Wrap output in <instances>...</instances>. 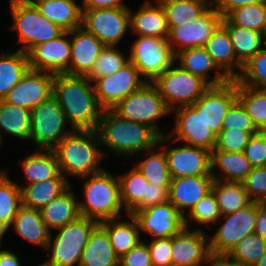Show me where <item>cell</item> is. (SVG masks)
Returning <instances> with one entry per match:
<instances>
[{"label": "cell", "instance_id": "cell-10", "mask_svg": "<svg viewBox=\"0 0 266 266\" xmlns=\"http://www.w3.org/2000/svg\"><path fill=\"white\" fill-rule=\"evenodd\" d=\"M29 139L41 150H52L69 132H64L66 117L58 100L52 95L31 110Z\"/></svg>", "mask_w": 266, "mask_h": 266}, {"label": "cell", "instance_id": "cell-43", "mask_svg": "<svg viewBox=\"0 0 266 266\" xmlns=\"http://www.w3.org/2000/svg\"><path fill=\"white\" fill-rule=\"evenodd\" d=\"M21 206V187L10 181L6 171L0 172V223L11 227Z\"/></svg>", "mask_w": 266, "mask_h": 266}, {"label": "cell", "instance_id": "cell-8", "mask_svg": "<svg viewBox=\"0 0 266 266\" xmlns=\"http://www.w3.org/2000/svg\"><path fill=\"white\" fill-rule=\"evenodd\" d=\"M112 110L124 119L148 125L160 136L163 134L154 122L171 112L157 87L148 81L122 99Z\"/></svg>", "mask_w": 266, "mask_h": 266}, {"label": "cell", "instance_id": "cell-45", "mask_svg": "<svg viewBox=\"0 0 266 266\" xmlns=\"http://www.w3.org/2000/svg\"><path fill=\"white\" fill-rule=\"evenodd\" d=\"M136 167L148 182L165 186L169 190L172 178L167 165L165 148L142 160Z\"/></svg>", "mask_w": 266, "mask_h": 266}, {"label": "cell", "instance_id": "cell-29", "mask_svg": "<svg viewBox=\"0 0 266 266\" xmlns=\"http://www.w3.org/2000/svg\"><path fill=\"white\" fill-rule=\"evenodd\" d=\"M77 198L70 191V187L59 197L53 199L40 212L42 220L50 228L59 229L68 223L74 222L81 215L79 212Z\"/></svg>", "mask_w": 266, "mask_h": 266}, {"label": "cell", "instance_id": "cell-33", "mask_svg": "<svg viewBox=\"0 0 266 266\" xmlns=\"http://www.w3.org/2000/svg\"><path fill=\"white\" fill-rule=\"evenodd\" d=\"M214 172L211 171L214 178L212 190L216 195L221 216L234 213L252 202L242 182H222Z\"/></svg>", "mask_w": 266, "mask_h": 266}, {"label": "cell", "instance_id": "cell-32", "mask_svg": "<svg viewBox=\"0 0 266 266\" xmlns=\"http://www.w3.org/2000/svg\"><path fill=\"white\" fill-rule=\"evenodd\" d=\"M11 225L25 240L47 248L50 231L42 220L40 210L21 206Z\"/></svg>", "mask_w": 266, "mask_h": 266}, {"label": "cell", "instance_id": "cell-14", "mask_svg": "<svg viewBox=\"0 0 266 266\" xmlns=\"http://www.w3.org/2000/svg\"><path fill=\"white\" fill-rule=\"evenodd\" d=\"M134 216L138 220L139 229L153 235V239L175 236L188 228L190 220L169 201L140 210Z\"/></svg>", "mask_w": 266, "mask_h": 266}, {"label": "cell", "instance_id": "cell-22", "mask_svg": "<svg viewBox=\"0 0 266 266\" xmlns=\"http://www.w3.org/2000/svg\"><path fill=\"white\" fill-rule=\"evenodd\" d=\"M72 34L71 59L66 74L87 76L105 45L83 27L70 30L69 35Z\"/></svg>", "mask_w": 266, "mask_h": 266}, {"label": "cell", "instance_id": "cell-65", "mask_svg": "<svg viewBox=\"0 0 266 266\" xmlns=\"http://www.w3.org/2000/svg\"><path fill=\"white\" fill-rule=\"evenodd\" d=\"M263 237H264V241H265V243H266V234H265Z\"/></svg>", "mask_w": 266, "mask_h": 266}, {"label": "cell", "instance_id": "cell-37", "mask_svg": "<svg viewBox=\"0 0 266 266\" xmlns=\"http://www.w3.org/2000/svg\"><path fill=\"white\" fill-rule=\"evenodd\" d=\"M30 69L28 55L22 50L3 54L0 58V100L14 87Z\"/></svg>", "mask_w": 266, "mask_h": 266}, {"label": "cell", "instance_id": "cell-7", "mask_svg": "<svg viewBox=\"0 0 266 266\" xmlns=\"http://www.w3.org/2000/svg\"><path fill=\"white\" fill-rule=\"evenodd\" d=\"M152 83L170 111L193 105L210 87L201 77L182 69L178 64L177 68H169Z\"/></svg>", "mask_w": 266, "mask_h": 266}, {"label": "cell", "instance_id": "cell-57", "mask_svg": "<svg viewBox=\"0 0 266 266\" xmlns=\"http://www.w3.org/2000/svg\"><path fill=\"white\" fill-rule=\"evenodd\" d=\"M82 9H103L126 7L121 3V0H83Z\"/></svg>", "mask_w": 266, "mask_h": 266}, {"label": "cell", "instance_id": "cell-18", "mask_svg": "<svg viewBox=\"0 0 266 266\" xmlns=\"http://www.w3.org/2000/svg\"><path fill=\"white\" fill-rule=\"evenodd\" d=\"M69 31H64L60 36L47 42L34 46L28 53L30 69L50 73H66L71 59V41L65 36Z\"/></svg>", "mask_w": 266, "mask_h": 266}, {"label": "cell", "instance_id": "cell-5", "mask_svg": "<svg viewBox=\"0 0 266 266\" xmlns=\"http://www.w3.org/2000/svg\"><path fill=\"white\" fill-rule=\"evenodd\" d=\"M100 223L96 220L80 216L74 222L59 228L53 241L50 234L47 249L52 246L51 258L44 266H74L81 259L82 252L88 243L91 233Z\"/></svg>", "mask_w": 266, "mask_h": 266}, {"label": "cell", "instance_id": "cell-16", "mask_svg": "<svg viewBox=\"0 0 266 266\" xmlns=\"http://www.w3.org/2000/svg\"><path fill=\"white\" fill-rule=\"evenodd\" d=\"M54 77V73L29 69L3 100L31 110L53 95Z\"/></svg>", "mask_w": 266, "mask_h": 266}, {"label": "cell", "instance_id": "cell-47", "mask_svg": "<svg viewBox=\"0 0 266 266\" xmlns=\"http://www.w3.org/2000/svg\"><path fill=\"white\" fill-rule=\"evenodd\" d=\"M127 63H129V58L126 59L115 46H105L87 78L93 82L103 76H110Z\"/></svg>", "mask_w": 266, "mask_h": 266}, {"label": "cell", "instance_id": "cell-4", "mask_svg": "<svg viewBox=\"0 0 266 266\" xmlns=\"http://www.w3.org/2000/svg\"><path fill=\"white\" fill-rule=\"evenodd\" d=\"M89 178L83 186L86 201L78 202L80 215L99 223L117 218L123 207L118 178L104 169Z\"/></svg>", "mask_w": 266, "mask_h": 266}, {"label": "cell", "instance_id": "cell-53", "mask_svg": "<svg viewBox=\"0 0 266 266\" xmlns=\"http://www.w3.org/2000/svg\"><path fill=\"white\" fill-rule=\"evenodd\" d=\"M148 249L153 266H172V237L153 239Z\"/></svg>", "mask_w": 266, "mask_h": 266}, {"label": "cell", "instance_id": "cell-41", "mask_svg": "<svg viewBox=\"0 0 266 266\" xmlns=\"http://www.w3.org/2000/svg\"><path fill=\"white\" fill-rule=\"evenodd\" d=\"M222 25H237L263 33L266 26V1L230 11L223 18Z\"/></svg>", "mask_w": 266, "mask_h": 266}, {"label": "cell", "instance_id": "cell-27", "mask_svg": "<svg viewBox=\"0 0 266 266\" xmlns=\"http://www.w3.org/2000/svg\"><path fill=\"white\" fill-rule=\"evenodd\" d=\"M206 51L210 54L218 68L230 79L235 80L239 72L234 71L237 67L242 71V66L237 62L227 29L221 24L205 44Z\"/></svg>", "mask_w": 266, "mask_h": 266}, {"label": "cell", "instance_id": "cell-19", "mask_svg": "<svg viewBox=\"0 0 266 266\" xmlns=\"http://www.w3.org/2000/svg\"><path fill=\"white\" fill-rule=\"evenodd\" d=\"M177 122L174 142L183 140L188 146L200 147L212 151L217 135L203 118L201 111H196L191 105L175 109Z\"/></svg>", "mask_w": 266, "mask_h": 266}, {"label": "cell", "instance_id": "cell-15", "mask_svg": "<svg viewBox=\"0 0 266 266\" xmlns=\"http://www.w3.org/2000/svg\"><path fill=\"white\" fill-rule=\"evenodd\" d=\"M223 16L215 9L210 7L199 18H194L188 24L178 26H168V43L172 51L176 54L174 43L180 44V50L192 47L205 46L208 39L214 34L222 24Z\"/></svg>", "mask_w": 266, "mask_h": 266}, {"label": "cell", "instance_id": "cell-17", "mask_svg": "<svg viewBox=\"0 0 266 266\" xmlns=\"http://www.w3.org/2000/svg\"><path fill=\"white\" fill-rule=\"evenodd\" d=\"M237 100V80L210 86L203 95L191 105L201 111L204 120L217 135L222 130V120L230 106Z\"/></svg>", "mask_w": 266, "mask_h": 266}, {"label": "cell", "instance_id": "cell-25", "mask_svg": "<svg viewBox=\"0 0 266 266\" xmlns=\"http://www.w3.org/2000/svg\"><path fill=\"white\" fill-rule=\"evenodd\" d=\"M20 187L22 206L41 210L71 186L66 177L60 172L55 178Z\"/></svg>", "mask_w": 266, "mask_h": 266}, {"label": "cell", "instance_id": "cell-61", "mask_svg": "<svg viewBox=\"0 0 266 266\" xmlns=\"http://www.w3.org/2000/svg\"><path fill=\"white\" fill-rule=\"evenodd\" d=\"M255 266H266V246H265L264 253H263L262 257L256 263Z\"/></svg>", "mask_w": 266, "mask_h": 266}, {"label": "cell", "instance_id": "cell-40", "mask_svg": "<svg viewBox=\"0 0 266 266\" xmlns=\"http://www.w3.org/2000/svg\"><path fill=\"white\" fill-rule=\"evenodd\" d=\"M237 100L252 118L256 128L266 132V90L251 88L237 81Z\"/></svg>", "mask_w": 266, "mask_h": 266}, {"label": "cell", "instance_id": "cell-60", "mask_svg": "<svg viewBox=\"0 0 266 266\" xmlns=\"http://www.w3.org/2000/svg\"><path fill=\"white\" fill-rule=\"evenodd\" d=\"M0 266H21L16 254L0 250Z\"/></svg>", "mask_w": 266, "mask_h": 266}, {"label": "cell", "instance_id": "cell-42", "mask_svg": "<svg viewBox=\"0 0 266 266\" xmlns=\"http://www.w3.org/2000/svg\"><path fill=\"white\" fill-rule=\"evenodd\" d=\"M118 181L122 205L130 213L146 197L149 182L136 166L128 174L119 176Z\"/></svg>", "mask_w": 266, "mask_h": 266}, {"label": "cell", "instance_id": "cell-56", "mask_svg": "<svg viewBox=\"0 0 266 266\" xmlns=\"http://www.w3.org/2000/svg\"><path fill=\"white\" fill-rule=\"evenodd\" d=\"M266 0H216L214 3L216 5L215 9L225 17L230 11L245 6L248 4H255L260 2H265Z\"/></svg>", "mask_w": 266, "mask_h": 266}, {"label": "cell", "instance_id": "cell-35", "mask_svg": "<svg viewBox=\"0 0 266 266\" xmlns=\"http://www.w3.org/2000/svg\"><path fill=\"white\" fill-rule=\"evenodd\" d=\"M18 138L29 139L31 130V111L0 100V128ZM1 132V130H0ZM0 133V140H1Z\"/></svg>", "mask_w": 266, "mask_h": 266}, {"label": "cell", "instance_id": "cell-52", "mask_svg": "<svg viewBox=\"0 0 266 266\" xmlns=\"http://www.w3.org/2000/svg\"><path fill=\"white\" fill-rule=\"evenodd\" d=\"M244 154L252 167L266 165V132L259 131L251 136L247 143Z\"/></svg>", "mask_w": 266, "mask_h": 266}, {"label": "cell", "instance_id": "cell-59", "mask_svg": "<svg viewBox=\"0 0 266 266\" xmlns=\"http://www.w3.org/2000/svg\"><path fill=\"white\" fill-rule=\"evenodd\" d=\"M255 234L264 236L266 234V203L259 202L257 218L255 223Z\"/></svg>", "mask_w": 266, "mask_h": 266}, {"label": "cell", "instance_id": "cell-13", "mask_svg": "<svg viewBox=\"0 0 266 266\" xmlns=\"http://www.w3.org/2000/svg\"><path fill=\"white\" fill-rule=\"evenodd\" d=\"M140 77L138 69L129 62L112 75L96 79L93 86L100 107L103 110L112 109L130 93L139 89L147 82Z\"/></svg>", "mask_w": 266, "mask_h": 266}, {"label": "cell", "instance_id": "cell-3", "mask_svg": "<svg viewBox=\"0 0 266 266\" xmlns=\"http://www.w3.org/2000/svg\"><path fill=\"white\" fill-rule=\"evenodd\" d=\"M96 130H75L68 133L52 150L56 154L60 172L87 177L103 169L98 166L104 153ZM99 167V168H98Z\"/></svg>", "mask_w": 266, "mask_h": 266}, {"label": "cell", "instance_id": "cell-31", "mask_svg": "<svg viewBox=\"0 0 266 266\" xmlns=\"http://www.w3.org/2000/svg\"><path fill=\"white\" fill-rule=\"evenodd\" d=\"M128 216L132 222H116V218H113L99 224L107 232L111 246L119 258L141 242L138 220L134 215Z\"/></svg>", "mask_w": 266, "mask_h": 266}, {"label": "cell", "instance_id": "cell-55", "mask_svg": "<svg viewBox=\"0 0 266 266\" xmlns=\"http://www.w3.org/2000/svg\"><path fill=\"white\" fill-rule=\"evenodd\" d=\"M120 266H153L148 244L142 241L124 254L119 260Z\"/></svg>", "mask_w": 266, "mask_h": 266}, {"label": "cell", "instance_id": "cell-24", "mask_svg": "<svg viewBox=\"0 0 266 266\" xmlns=\"http://www.w3.org/2000/svg\"><path fill=\"white\" fill-rule=\"evenodd\" d=\"M130 27L138 36H153L168 39L169 27L164 7L157 0V5L145 2L140 9L132 15L130 11Z\"/></svg>", "mask_w": 266, "mask_h": 266}, {"label": "cell", "instance_id": "cell-48", "mask_svg": "<svg viewBox=\"0 0 266 266\" xmlns=\"http://www.w3.org/2000/svg\"><path fill=\"white\" fill-rule=\"evenodd\" d=\"M222 129L242 130L252 135L259 132L242 104L236 100L222 120Z\"/></svg>", "mask_w": 266, "mask_h": 266}, {"label": "cell", "instance_id": "cell-38", "mask_svg": "<svg viewBox=\"0 0 266 266\" xmlns=\"http://www.w3.org/2000/svg\"><path fill=\"white\" fill-rule=\"evenodd\" d=\"M167 16L168 26L190 23L209 8L208 0H159Z\"/></svg>", "mask_w": 266, "mask_h": 266}, {"label": "cell", "instance_id": "cell-20", "mask_svg": "<svg viewBox=\"0 0 266 266\" xmlns=\"http://www.w3.org/2000/svg\"><path fill=\"white\" fill-rule=\"evenodd\" d=\"M171 178L211 175V151L194 146L165 150Z\"/></svg>", "mask_w": 266, "mask_h": 266}, {"label": "cell", "instance_id": "cell-23", "mask_svg": "<svg viewBox=\"0 0 266 266\" xmlns=\"http://www.w3.org/2000/svg\"><path fill=\"white\" fill-rule=\"evenodd\" d=\"M213 181L212 176L172 178L168 190V201L182 214L186 208L190 212L192 207L212 190Z\"/></svg>", "mask_w": 266, "mask_h": 266}, {"label": "cell", "instance_id": "cell-1", "mask_svg": "<svg viewBox=\"0 0 266 266\" xmlns=\"http://www.w3.org/2000/svg\"><path fill=\"white\" fill-rule=\"evenodd\" d=\"M90 81L87 76L66 73H56L53 80V96L74 130H96L103 111Z\"/></svg>", "mask_w": 266, "mask_h": 266}, {"label": "cell", "instance_id": "cell-9", "mask_svg": "<svg viewBox=\"0 0 266 266\" xmlns=\"http://www.w3.org/2000/svg\"><path fill=\"white\" fill-rule=\"evenodd\" d=\"M129 55L140 76L153 82L158 76L173 66L176 54L167 39L153 36H139L135 40Z\"/></svg>", "mask_w": 266, "mask_h": 266}, {"label": "cell", "instance_id": "cell-34", "mask_svg": "<svg viewBox=\"0 0 266 266\" xmlns=\"http://www.w3.org/2000/svg\"><path fill=\"white\" fill-rule=\"evenodd\" d=\"M229 34L237 62L243 65L262 49L263 33L237 25H223Z\"/></svg>", "mask_w": 266, "mask_h": 266}, {"label": "cell", "instance_id": "cell-63", "mask_svg": "<svg viewBox=\"0 0 266 266\" xmlns=\"http://www.w3.org/2000/svg\"><path fill=\"white\" fill-rule=\"evenodd\" d=\"M28 3L34 5L36 2L48 1V0H26Z\"/></svg>", "mask_w": 266, "mask_h": 266}, {"label": "cell", "instance_id": "cell-39", "mask_svg": "<svg viewBox=\"0 0 266 266\" xmlns=\"http://www.w3.org/2000/svg\"><path fill=\"white\" fill-rule=\"evenodd\" d=\"M219 166L227 181L242 182L252 166L244 152H225L213 149L211 151V171Z\"/></svg>", "mask_w": 266, "mask_h": 266}, {"label": "cell", "instance_id": "cell-50", "mask_svg": "<svg viewBox=\"0 0 266 266\" xmlns=\"http://www.w3.org/2000/svg\"><path fill=\"white\" fill-rule=\"evenodd\" d=\"M252 134L242 130L222 129L217 134L214 149L225 152H244Z\"/></svg>", "mask_w": 266, "mask_h": 266}, {"label": "cell", "instance_id": "cell-2", "mask_svg": "<svg viewBox=\"0 0 266 266\" xmlns=\"http://www.w3.org/2000/svg\"><path fill=\"white\" fill-rule=\"evenodd\" d=\"M96 131L100 144L125 155L145 150L150 152L165 140L173 138V135L160 136L146 124L124 119L112 109L102 111Z\"/></svg>", "mask_w": 266, "mask_h": 266}, {"label": "cell", "instance_id": "cell-54", "mask_svg": "<svg viewBox=\"0 0 266 266\" xmlns=\"http://www.w3.org/2000/svg\"><path fill=\"white\" fill-rule=\"evenodd\" d=\"M166 202H168V189L165 186L149 182L147 184L146 197H143L142 201L129 214L135 215L140 210Z\"/></svg>", "mask_w": 266, "mask_h": 266}, {"label": "cell", "instance_id": "cell-28", "mask_svg": "<svg viewBox=\"0 0 266 266\" xmlns=\"http://www.w3.org/2000/svg\"><path fill=\"white\" fill-rule=\"evenodd\" d=\"M119 260L107 232L98 225L82 252L79 266H119Z\"/></svg>", "mask_w": 266, "mask_h": 266}, {"label": "cell", "instance_id": "cell-26", "mask_svg": "<svg viewBox=\"0 0 266 266\" xmlns=\"http://www.w3.org/2000/svg\"><path fill=\"white\" fill-rule=\"evenodd\" d=\"M178 58L180 59L178 65L182 69L201 77L210 86L222 85L230 80L223 72H217L216 77L208 81L207 72L213 69L220 71V69L204 46L178 50L176 53V60Z\"/></svg>", "mask_w": 266, "mask_h": 266}, {"label": "cell", "instance_id": "cell-6", "mask_svg": "<svg viewBox=\"0 0 266 266\" xmlns=\"http://www.w3.org/2000/svg\"><path fill=\"white\" fill-rule=\"evenodd\" d=\"M14 25L18 31L19 41L23 43L26 54L36 45L60 36L65 30L44 17L35 5L26 0H10Z\"/></svg>", "mask_w": 266, "mask_h": 266}, {"label": "cell", "instance_id": "cell-30", "mask_svg": "<svg viewBox=\"0 0 266 266\" xmlns=\"http://www.w3.org/2000/svg\"><path fill=\"white\" fill-rule=\"evenodd\" d=\"M34 5L44 17L65 31L82 26V7L74 0H48Z\"/></svg>", "mask_w": 266, "mask_h": 266}, {"label": "cell", "instance_id": "cell-44", "mask_svg": "<svg viewBox=\"0 0 266 266\" xmlns=\"http://www.w3.org/2000/svg\"><path fill=\"white\" fill-rule=\"evenodd\" d=\"M265 246L264 237L254 233L244 237L226 255L236 262L255 266L262 257Z\"/></svg>", "mask_w": 266, "mask_h": 266}, {"label": "cell", "instance_id": "cell-62", "mask_svg": "<svg viewBox=\"0 0 266 266\" xmlns=\"http://www.w3.org/2000/svg\"><path fill=\"white\" fill-rule=\"evenodd\" d=\"M7 229H9L7 226L0 223V241H1L3 234L7 231ZM0 245H1V243H0Z\"/></svg>", "mask_w": 266, "mask_h": 266}, {"label": "cell", "instance_id": "cell-49", "mask_svg": "<svg viewBox=\"0 0 266 266\" xmlns=\"http://www.w3.org/2000/svg\"><path fill=\"white\" fill-rule=\"evenodd\" d=\"M187 215L191 217V220H194L199 224H209L219 220L221 214L213 190L199 200Z\"/></svg>", "mask_w": 266, "mask_h": 266}, {"label": "cell", "instance_id": "cell-12", "mask_svg": "<svg viewBox=\"0 0 266 266\" xmlns=\"http://www.w3.org/2000/svg\"><path fill=\"white\" fill-rule=\"evenodd\" d=\"M130 26L127 7L82 9V26L105 46H115Z\"/></svg>", "mask_w": 266, "mask_h": 266}, {"label": "cell", "instance_id": "cell-36", "mask_svg": "<svg viewBox=\"0 0 266 266\" xmlns=\"http://www.w3.org/2000/svg\"><path fill=\"white\" fill-rule=\"evenodd\" d=\"M44 151L34 152L24 158L22 162L23 172L25 173L26 180L29 182L28 184L55 178L60 173L54 151Z\"/></svg>", "mask_w": 266, "mask_h": 266}, {"label": "cell", "instance_id": "cell-58", "mask_svg": "<svg viewBox=\"0 0 266 266\" xmlns=\"http://www.w3.org/2000/svg\"><path fill=\"white\" fill-rule=\"evenodd\" d=\"M208 263L211 264L210 266H247L236 262L225 254H211Z\"/></svg>", "mask_w": 266, "mask_h": 266}, {"label": "cell", "instance_id": "cell-46", "mask_svg": "<svg viewBox=\"0 0 266 266\" xmlns=\"http://www.w3.org/2000/svg\"><path fill=\"white\" fill-rule=\"evenodd\" d=\"M236 80L242 85L266 90V48H262L243 65Z\"/></svg>", "mask_w": 266, "mask_h": 266}, {"label": "cell", "instance_id": "cell-64", "mask_svg": "<svg viewBox=\"0 0 266 266\" xmlns=\"http://www.w3.org/2000/svg\"><path fill=\"white\" fill-rule=\"evenodd\" d=\"M263 37H264V41H265V45H266V26H265V29H264V32H263Z\"/></svg>", "mask_w": 266, "mask_h": 266}, {"label": "cell", "instance_id": "cell-51", "mask_svg": "<svg viewBox=\"0 0 266 266\" xmlns=\"http://www.w3.org/2000/svg\"><path fill=\"white\" fill-rule=\"evenodd\" d=\"M242 183L251 201L266 203V166L252 167Z\"/></svg>", "mask_w": 266, "mask_h": 266}, {"label": "cell", "instance_id": "cell-21", "mask_svg": "<svg viewBox=\"0 0 266 266\" xmlns=\"http://www.w3.org/2000/svg\"><path fill=\"white\" fill-rule=\"evenodd\" d=\"M200 230H181L172 237V266H202L210 257L209 244Z\"/></svg>", "mask_w": 266, "mask_h": 266}, {"label": "cell", "instance_id": "cell-11", "mask_svg": "<svg viewBox=\"0 0 266 266\" xmlns=\"http://www.w3.org/2000/svg\"><path fill=\"white\" fill-rule=\"evenodd\" d=\"M259 202L252 201L246 207L224 215L225 222L209 239L210 254H227L244 237L255 233Z\"/></svg>", "mask_w": 266, "mask_h": 266}]
</instances>
